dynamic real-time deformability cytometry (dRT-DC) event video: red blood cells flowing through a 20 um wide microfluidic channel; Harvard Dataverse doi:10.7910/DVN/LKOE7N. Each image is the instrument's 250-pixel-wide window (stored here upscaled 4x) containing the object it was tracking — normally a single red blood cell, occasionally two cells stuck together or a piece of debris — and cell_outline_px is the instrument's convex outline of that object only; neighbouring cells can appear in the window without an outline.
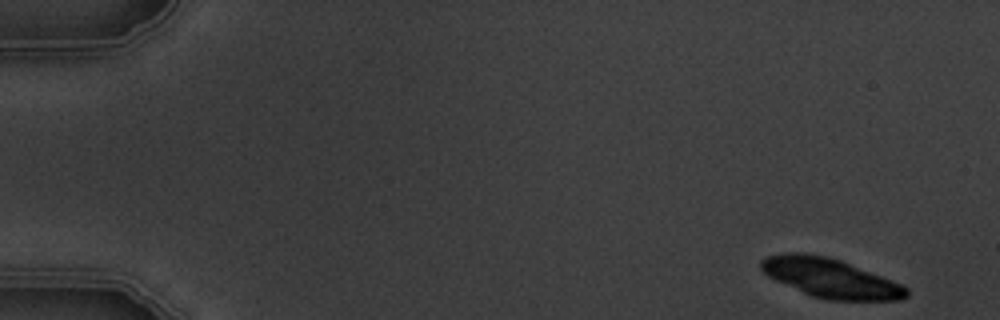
{"species": "common noctule bat (a hibernating species)", "species_latin": "Nyctalus noctula", "temperature_condition": "warm", "stored_images_in_passage": 5, "camera_frame_rate_fps": 3000, "um_per_image_px": 0.085, "animal": {"sex": "male", "body_mass_g": 19.5, "forearm_length_mm": 54.6}, "frame": {"image": 1, "passage_image": 1, "time_ms": 0.0, "image_size_px": [1000, 320], "cell_outline_px": [[908, 296], [900, 300], [828, 300], [812, 296], [776, 280], [768, 276], [760, 268], [760, 260], [764, 256], [788, 252], [804, 252], [828, 256], [840, 260], [900, 284], [908, 288]], "centroid_in_image_um": [70.53, 23.62], "position_along_channel_um": 14.5, "area_um2": 32.95}}
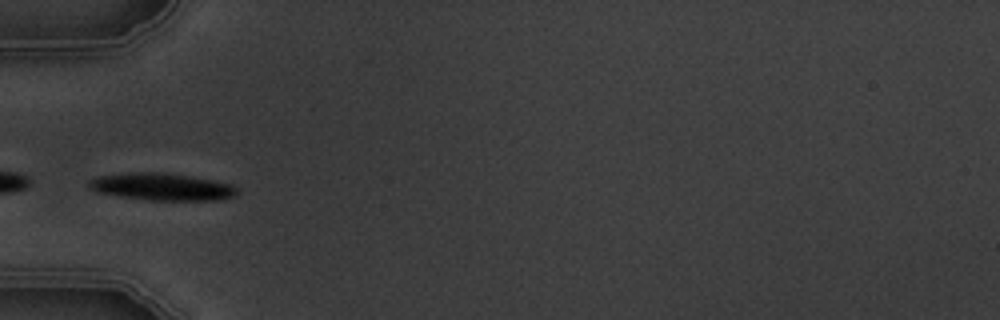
{"frame": {"image": 2, "passage_image": 5, "time_ms": 5.333, "image_size_px": [1000, 320], "cell_outline_px": [[240, 192], [236, 196], [220, 200], [148, 200], [96, 192], [88, 188], [88, 180], [96, 176], [128, 172], [168, 172], [192, 176], [232, 184]], "centroid_in_image_um": [13.76, 15.86], "position_along_channel_um": 71.2, "area_um2": 23.87}}